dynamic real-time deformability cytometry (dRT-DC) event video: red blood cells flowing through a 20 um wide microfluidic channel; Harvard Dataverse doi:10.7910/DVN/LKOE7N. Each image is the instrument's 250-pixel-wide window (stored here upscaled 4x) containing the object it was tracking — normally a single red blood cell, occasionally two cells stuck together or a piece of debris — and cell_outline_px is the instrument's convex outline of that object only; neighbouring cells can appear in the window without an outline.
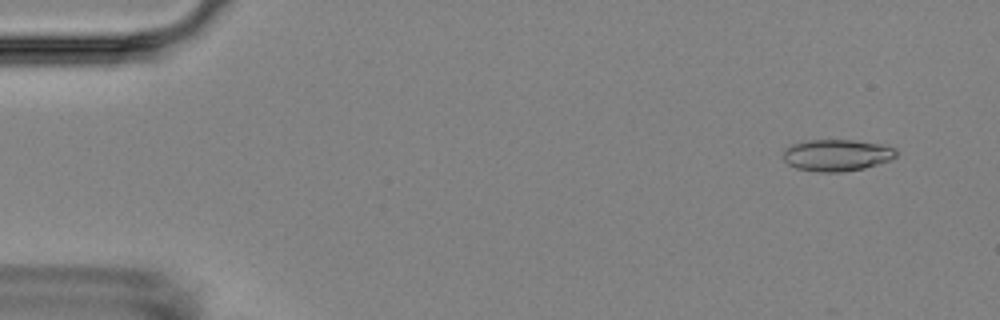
{"species": "Egyptian fruit bat (a non-hibernating species)", "species_latin": "Rousettus aegyptiacus", "temperature_condition": "room temperature", "stored_images_in_passage": 6, "camera_frame_rate_fps": 3000, "um_per_image_px": 0.085, "animal": {"sex": "female"}, "frame": {"image": 1, "passage_image": 1, "time_ms": 0.0, "image_size_px": [1000, 320], "cell_outline_px": [[896, 156], [888, 160], [864, 168], [840, 172], [820, 172], [796, 168], [788, 164], [784, 160], [784, 148], [792, 144], [808, 140], [852, 140], [880, 144], [896, 148]], "centroid_in_image_um": [71.1, 13.18], "position_along_channel_um": 13.9, "area_um2": 20.69}}
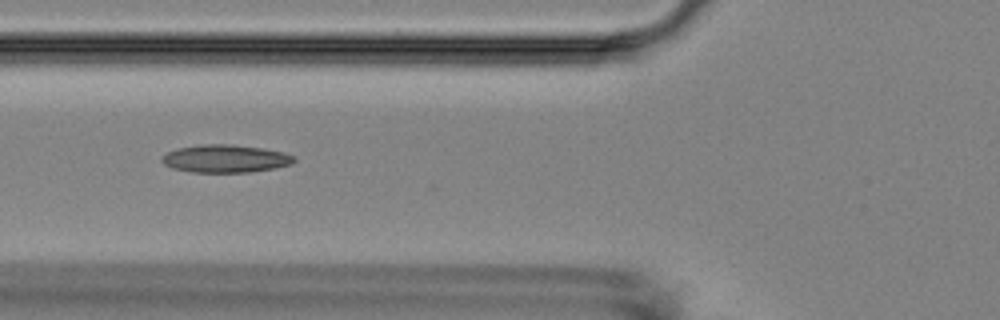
{"frame": {"image": 2, "passage_image": 6, "time_ms": 5.667, "image_size_px": [1000, 320], "cell_outline_px": [[296, 160], [292, 164], [276, 168], [248, 172], [192, 172], [172, 168], [164, 164], [160, 160], [168, 152], [176, 148], [200, 144], [232, 144], [264, 148], [284, 152], [296, 156]], "centroid_in_image_um": [19.2, 13.47], "position_along_channel_um": 106.6, "area_um2": 21.62}}